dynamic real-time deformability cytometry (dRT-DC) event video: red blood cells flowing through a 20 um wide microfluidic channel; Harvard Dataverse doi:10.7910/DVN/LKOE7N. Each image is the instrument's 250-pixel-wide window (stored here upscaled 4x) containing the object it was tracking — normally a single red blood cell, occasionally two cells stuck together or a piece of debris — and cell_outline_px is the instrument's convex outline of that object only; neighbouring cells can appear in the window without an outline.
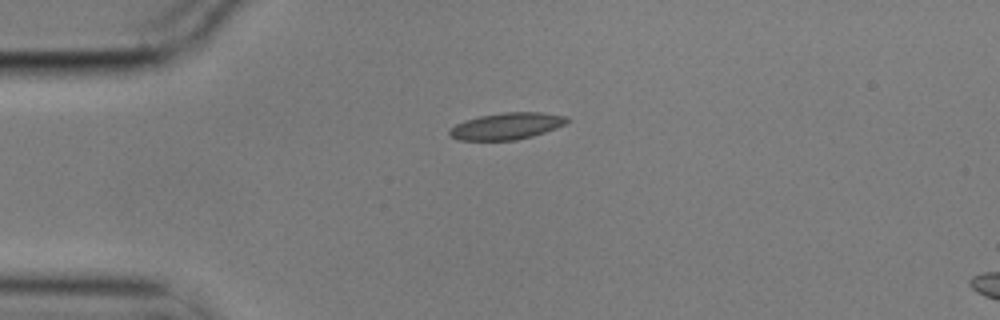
{"species": "common noctule bat (a hibernating species)", "species_latin": "Nyctalus noctula", "temperature_condition": "cold", "stored_images_in_passage": 2, "segment_of_instrument_passage": [1, 2], "camera_frame_rate_fps": 3000, "um_per_image_px": 0.085, "animal": {"sex": "male", "body_mass_g": 17.9}, "frame": {"image": 1, "passage_image": 1, "time_ms": 0.0, "image_size_px": [1000, 320], "cell_outline_px": [[568, 120], [564, 124], [556, 128], [532, 136], [516, 140], [456, 140], [448, 136], [448, 132], [456, 124], [480, 116], [504, 112], [540, 112], [568, 116]], "centroid_in_image_um": [43.06, 10.72], "position_along_channel_um": 41.9, "area_um2": 18.15}}